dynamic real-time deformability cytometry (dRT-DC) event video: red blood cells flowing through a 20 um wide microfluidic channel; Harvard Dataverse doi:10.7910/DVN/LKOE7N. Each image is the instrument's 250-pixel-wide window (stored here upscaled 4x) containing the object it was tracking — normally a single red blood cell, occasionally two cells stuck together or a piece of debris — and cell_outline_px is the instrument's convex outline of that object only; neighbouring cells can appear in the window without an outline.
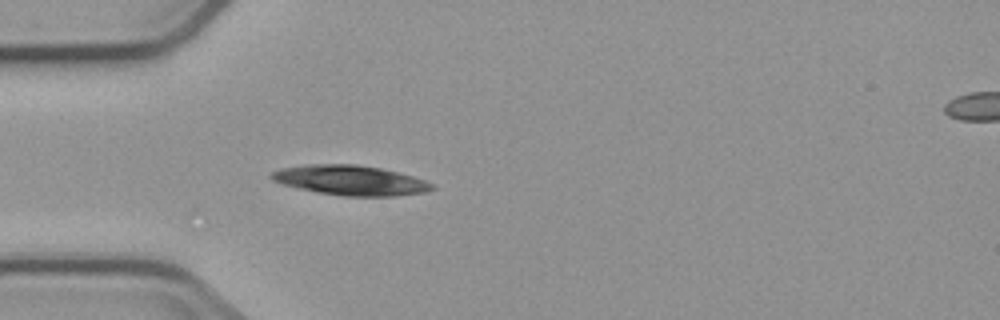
{"species": "common noctule bat (a hibernating species)", "species_latin": "Nyctalus noctula", "temperature_condition": "cold", "stored_images_in_passage": 4, "camera_frame_rate_fps": 3000, "um_per_image_px": 0.085, "animal": {"sex": "male", "body_mass_g": 23.1, "forearm_length_mm": 52.7}, "frame": {"image": 1, "passage_image": 4, "time_ms": 3.333, "image_size_px": [1000, 320], "cell_outline_px": [[436, 188], [424, 192], [396, 196], [344, 196], [316, 192], [284, 184], [272, 180], [268, 176], [272, 172], [284, 168], [304, 164], [356, 164], [380, 168], [412, 176], [424, 180], [432, 184]], "centroid_in_image_um": [29.78, 15.32], "position_along_channel_um": 55.2, "area_um2": 27.74}}